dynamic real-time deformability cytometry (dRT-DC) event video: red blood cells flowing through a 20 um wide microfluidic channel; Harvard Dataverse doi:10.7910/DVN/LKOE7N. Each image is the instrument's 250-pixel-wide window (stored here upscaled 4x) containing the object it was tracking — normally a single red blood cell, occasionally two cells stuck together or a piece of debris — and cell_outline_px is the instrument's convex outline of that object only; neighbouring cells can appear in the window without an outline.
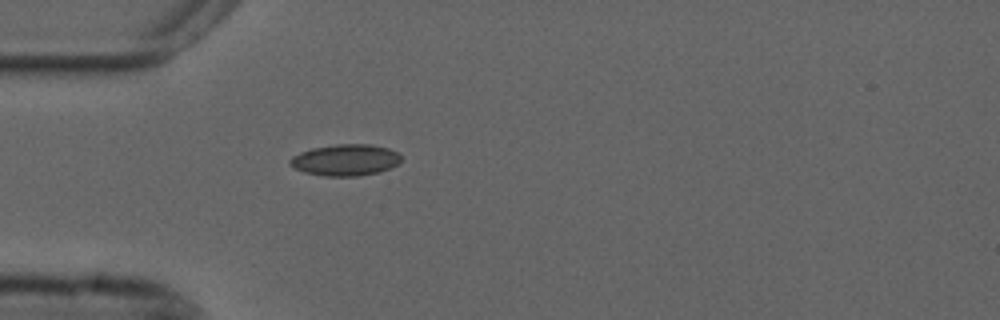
{"species": "common noctule bat (a hibernating species)", "species_latin": "Nyctalus noctula", "temperature_condition": "cold", "stored_images_in_passage": 36, "camera_frame_rate_fps": 3000, "um_per_image_px": 0.085, "animal": {"sex": "male", "forearm_length_mm": 52.5}, "frame": {"image": 1, "passage_image": 2, "time_ms": 0.333, "image_size_px": [1000, 320], "cell_outline_px": [[400, 164], [380, 172], [356, 176], [324, 176], [304, 172], [288, 164], [288, 160], [292, 156], [300, 152], [312, 148], [336, 144], [372, 144], [388, 148], [400, 152]], "centroid_in_image_um": [29.38, 13.59], "position_along_channel_um": 55.6, "area_um2": 20.58}}
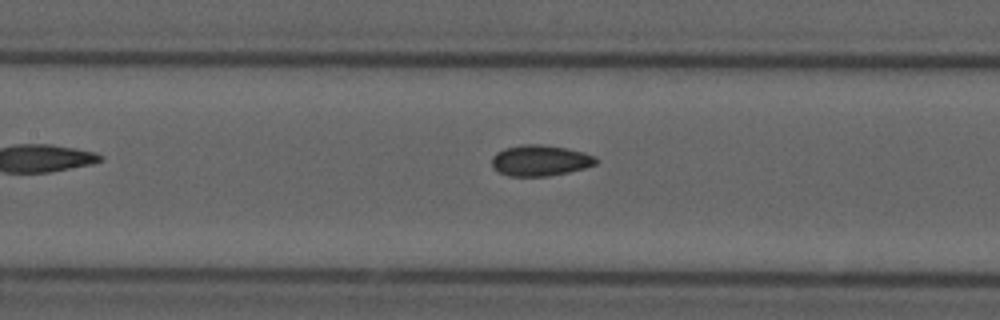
{"frame": {"image": 2, "passage_image": 11, "time_ms": 3.333, "image_size_px": [1000, 320], "cell_outline_px": [[596, 164], [584, 168], [568, 172], [548, 176], [508, 176], [500, 172], [492, 164], [492, 156], [496, 152], [504, 148], [520, 144], [540, 144], [568, 148], [584, 152], [596, 156]], "centroid_in_image_um": [45.91, 13.63], "position_along_channel_um": 161.5, "area_um2": 18.79}}
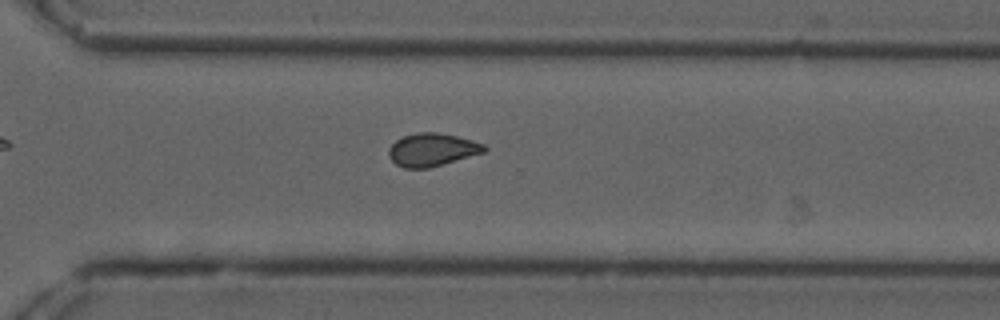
{"frame": {"image": 3, "passage_image": 25, "time_ms": 8.0, "image_size_px": [1000, 320], "cell_outline_px": [[488, 148], [484, 152], [428, 168], [404, 168], [396, 164], [388, 156], [388, 148], [396, 140], [404, 136], [420, 132], [436, 132], [456, 136], [472, 140], [484, 144]], "centroid_in_image_um": [36.71, 12.72], "position_along_channel_um": 333.9, "area_um2": 18.15}, "authors_computed_cell_mechanics": {"area_um2": 18.1492, "velocity_mm_per_s": 3.7126, "shape_relaxation_time_tau1_ms": null, "shape_relaxation_time_tau2_ms": 2.0195, "deformation_change_tau1": null, "deformation_change_tau2": 0.0785}}